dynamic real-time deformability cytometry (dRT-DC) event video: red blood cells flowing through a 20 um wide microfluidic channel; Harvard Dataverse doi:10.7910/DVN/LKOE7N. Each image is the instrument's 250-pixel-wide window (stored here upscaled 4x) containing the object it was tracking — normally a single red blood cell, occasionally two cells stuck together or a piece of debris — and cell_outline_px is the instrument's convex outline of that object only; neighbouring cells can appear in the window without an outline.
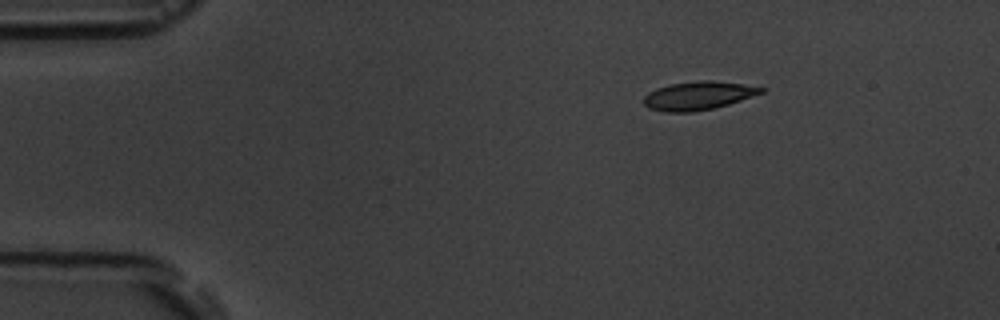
{"species": "common noctule bat (a hibernating species)", "species_latin": "Nyctalus noctula", "temperature_condition": "room temperature", "stored_images_in_passage": 3, "camera_frame_rate_fps": 3000, "um_per_image_px": 0.085, "animal": {"sex": "male", "body_mass_g": 19.5, "forearm_length_mm": 54.6}, "frame": {"image": 1, "passage_image": 1, "time_ms": 0.0, "image_size_px": [1000, 320], "cell_outline_px": [[764, 92], [728, 104], [712, 108], [692, 112], [664, 112], [648, 108], [644, 104], [644, 96], [648, 92], [656, 88], [668, 84], [700, 80], [712, 80], [744, 84], [764, 88]], "centroid_in_image_um": [59.3, 8.12], "position_along_channel_um": 25.7, "area_um2": 19.42}}